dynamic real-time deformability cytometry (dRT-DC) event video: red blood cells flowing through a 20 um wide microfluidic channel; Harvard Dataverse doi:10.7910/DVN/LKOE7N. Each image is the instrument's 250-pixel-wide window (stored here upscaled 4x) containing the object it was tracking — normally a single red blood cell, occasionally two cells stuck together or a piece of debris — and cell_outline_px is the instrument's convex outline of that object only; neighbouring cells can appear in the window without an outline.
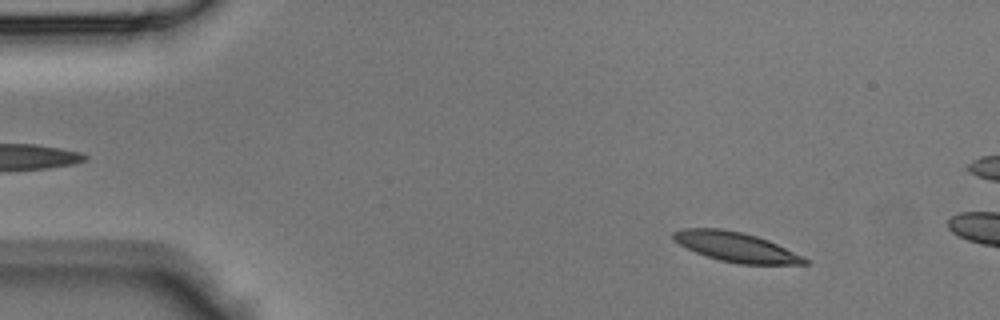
{"species": "Egyptian fruit bat (a non-hibernating species)", "species_latin": "Rousettus aegyptiacus", "temperature_condition": "room temperature", "stored_images_in_passage": 8, "camera_frame_rate_fps": 3000, "um_per_image_px": 0.085, "animal": {"sex": "male"}, "frame": {"image": 1, "passage_image": 5, "time_ms": 1.333, "image_size_px": [1000, 320], "cell_outline_px": [[808, 264], [740, 264], [720, 260], [696, 252], [680, 244], [672, 236], [672, 232], [680, 228], [724, 228], [756, 236], [768, 240], [804, 256], [808, 260]], "centroid_in_image_um": [62.57, 20.98], "position_along_channel_um": 22.4, "area_um2": 22.48}}